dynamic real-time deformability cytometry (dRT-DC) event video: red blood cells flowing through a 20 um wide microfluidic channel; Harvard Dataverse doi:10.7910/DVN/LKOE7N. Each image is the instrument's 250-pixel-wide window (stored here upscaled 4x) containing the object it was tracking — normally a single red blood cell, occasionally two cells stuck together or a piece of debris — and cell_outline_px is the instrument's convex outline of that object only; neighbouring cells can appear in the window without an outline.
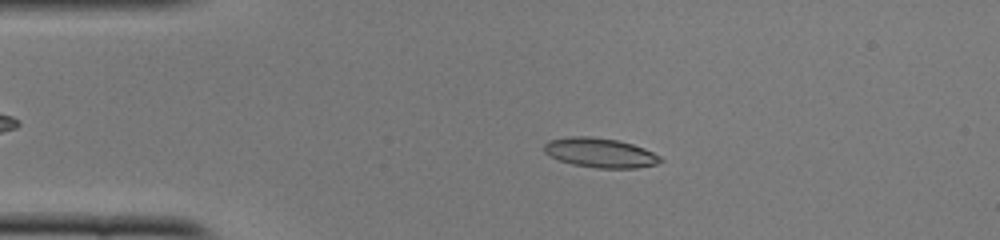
{"species": "common noctule bat (a hibernating species)", "species_latin": "Nyctalus noctula", "temperature_condition": "cold", "stored_images_in_passage": 50, "camera_frame_rate_fps": 3000, "um_per_image_px": 0.085, "animal": {"sex": "female", "body_mass_g": 22.0, "forearm_length_mm": 56.7}, "frame": {"image": 1, "passage_image": 10, "time_ms": 3.0, "image_size_px": [1000, 240], "cell_outline_px": [[664, 160], [656, 164], [636, 168], [596, 168], [572, 164], [560, 160], [544, 152], [544, 144], [548, 140], [572, 136], [592, 136], [616, 140], [632, 144], [644, 148], [660, 156]], "centroid_in_image_um": [51.01, 12.98], "position_along_channel_um": 34.0, "area_um2": 19.94}}
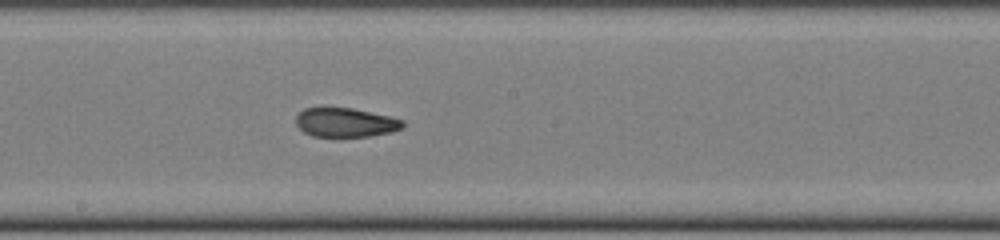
{"frame": {"image": 2, "passage_image": 27, "time_ms": 8.667, "image_size_px": [1000, 240], "cell_outline_px": [[404, 128], [392, 132], [368, 136], [312, 136], [304, 132], [296, 124], [296, 116], [304, 108], [352, 108], [388, 116], [404, 120]], "centroid_in_image_um": [29.38, 10.41], "position_along_channel_um": 218.8, "area_um2": 17.98}}
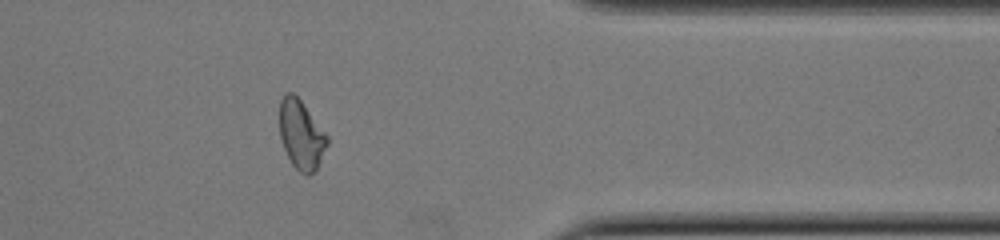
{"frame": {"image": 3, "passage_image": 41, "time_ms": 13.333, "image_size_px": [1000, 240], "cell_outline_px": [[328, 144], [316, 172], [308, 176], [304, 176], [292, 164], [284, 148], [280, 136], [280, 100], [288, 92], [292, 92], [300, 100], [328, 136]], "centroid_in_image_um": [25.62, 11.51], "position_along_channel_um": 385.8, "area_um2": 19.07}, "authors_computed_cell_mechanics": {"area_um2": 19.5364, "velocity_mm_per_s": 3.9214, "shape_relaxation_time_tau1_ms": null, "shape_relaxation_time_tau2_ms": 1.8733, "deformation_change_tau1": null, "deformation_change_tau2": 0.0764}}